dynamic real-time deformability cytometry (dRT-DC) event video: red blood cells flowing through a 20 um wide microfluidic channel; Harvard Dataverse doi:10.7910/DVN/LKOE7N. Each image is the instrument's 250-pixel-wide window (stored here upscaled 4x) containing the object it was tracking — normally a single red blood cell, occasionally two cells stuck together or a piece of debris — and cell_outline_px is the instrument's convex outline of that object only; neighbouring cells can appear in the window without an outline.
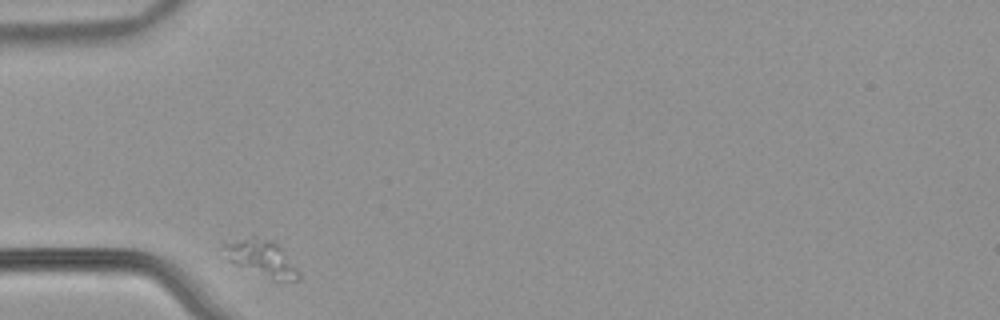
{"species": "common noctule bat (a hibernating species)", "species_latin": "Nyctalus noctula", "temperature_condition": "warm", "stored_images_in_passage": 33, "camera_frame_rate_fps": 3000, "um_per_image_px": 0.085, "animal": {"sex": "male", "body_mass_g": 21.5, "forearm_length_mm": 52.0}, "frame": {"image": 1, "passage_image": 1, "time_ms": 0.0, "image_size_px": [1000, 320], "cell_outline_px": [[300, 280], [272, 280], [236, 264], [232, 260], [220, 244], [252, 236], [256, 236], [280, 244], [300, 272]], "centroid_in_image_um": [22.31, 21.94], "position_along_channel_um": 62.7, "area_um2": 15.61}}
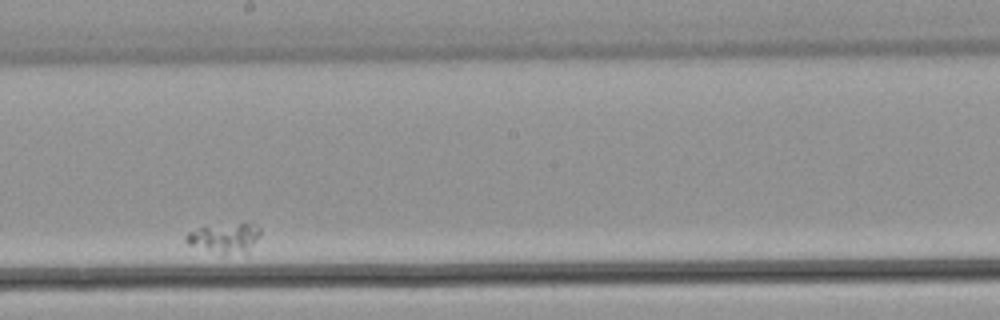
{"frame": {"image": 2, "passage_image": 19, "time_ms": 6.0, "image_size_px": [1000, 320], "cell_outline_px": [[260, 236], [248, 252], [220, 256], [188, 244], [184, 240], [184, 236], [188, 232], [204, 224], [248, 224], [260, 228]], "centroid_in_image_um": [19.02, 20.25], "position_along_channel_um": 229.2, "area_um2": 13.41}}
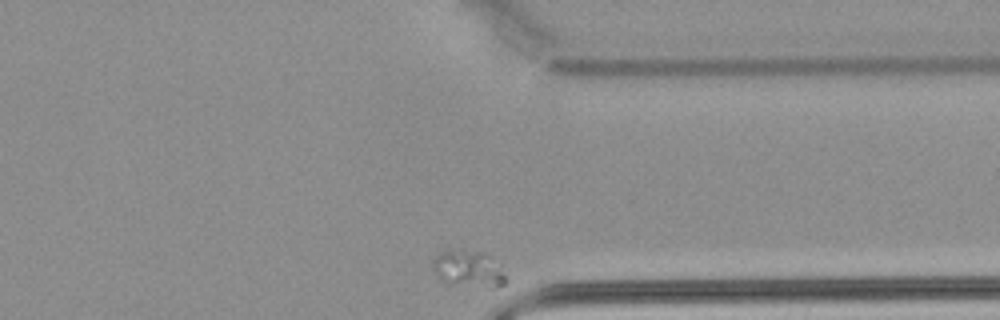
{"frame": {"image": 3, "passage_image": 33, "time_ms": 10.667, "image_size_px": [1000, 320], "cell_outline_px": [[508, 280], [500, 288], [496, 288], [452, 284], [440, 276], [432, 268], [432, 264], [436, 256], [444, 252], [480, 252]], "centroid_in_image_um": [39.79, 22.93], "position_along_channel_um": 371.6, "area_um2": 14.1}}